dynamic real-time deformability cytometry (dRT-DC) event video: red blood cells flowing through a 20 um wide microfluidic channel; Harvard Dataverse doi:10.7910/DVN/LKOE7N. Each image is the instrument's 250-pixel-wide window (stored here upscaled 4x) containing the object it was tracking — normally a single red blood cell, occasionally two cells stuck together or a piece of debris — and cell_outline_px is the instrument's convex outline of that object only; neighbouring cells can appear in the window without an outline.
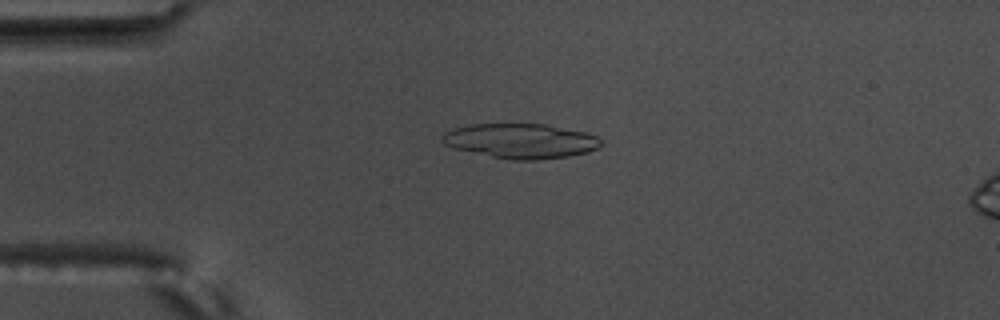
{"species": "common noctule bat (a hibernating species)", "species_latin": "Nyctalus noctula", "temperature_condition": "warm", "stored_images_in_passage": 5, "camera_frame_rate_fps": 3000, "um_per_image_px": 0.085, "animal": {"sex": "male", "body_mass_g": 17.5, "forearm_length_mm": 52.3}, "frame": {"image": 1, "passage_image": 3, "time_ms": 0.667, "image_size_px": [1000, 320], "cell_outline_px": [[600, 144], [596, 148], [588, 152], [568, 156], [536, 160], [512, 160], [452, 148], [444, 144], [440, 140], [444, 132], [456, 128], [472, 124], [544, 124], [584, 132], [596, 136], [600, 140]], "centroid_in_image_um": [44.22, 11.98], "position_along_channel_um": 40.8, "area_um2": 31.85}}